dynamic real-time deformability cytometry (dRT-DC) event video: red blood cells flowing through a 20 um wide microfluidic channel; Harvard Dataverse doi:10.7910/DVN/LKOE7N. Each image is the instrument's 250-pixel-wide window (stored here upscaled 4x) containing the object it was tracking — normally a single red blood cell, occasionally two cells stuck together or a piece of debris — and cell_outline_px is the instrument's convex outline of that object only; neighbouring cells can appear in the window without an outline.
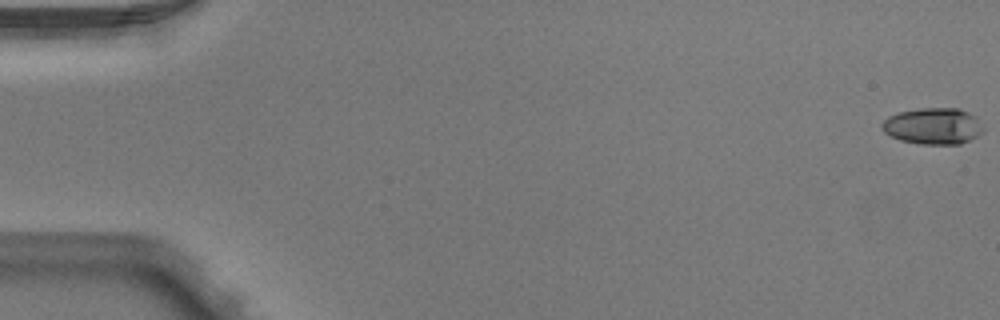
{"species": "Egyptian fruit bat (a non-hibernating species)", "species_latin": "Rousettus aegyptiacus", "temperature_condition": "warm", "stored_images_in_passage": 5, "camera_frame_rate_fps": 3000, "um_per_image_px": 0.085, "animal": {"sex": "male"}, "frame": {"image": 1, "passage_image": 1, "time_ms": 0.0, "image_size_px": [1000, 320], "cell_outline_px": [[984, 132], [960, 144], [920, 144], [900, 140], [884, 132], [880, 124], [888, 116], [896, 112], [920, 108], [960, 108], [976, 116], [984, 128]], "centroid_in_image_um": [79.31, 10.7], "position_along_channel_um": 5.7, "area_um2": 21.68}}
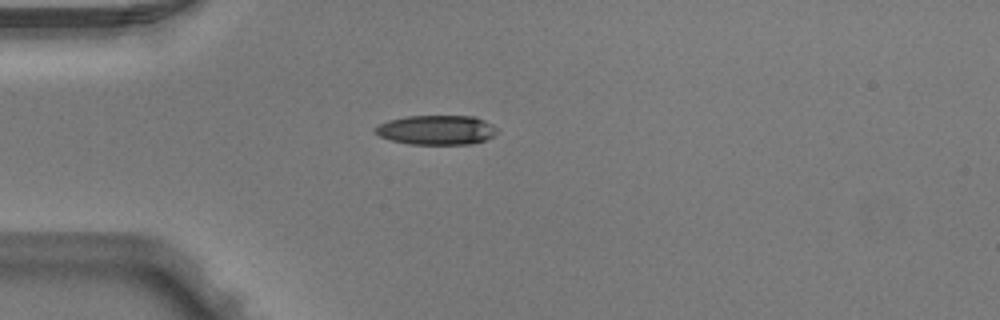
{"frame": {"image": 2, "passage_image": 5, "time_ms": 1.333, "image_size_px": [1000, 320], "cell_outline_px": [[496, 132], [492, 136], [484, 140], [472, 144], [408, 144], [392, 140], [380, 136], [376, 132], [376, 128], [380, 124], [388, 120], [408, 116], [476, 116], [492, 124], [496, 128]], "centroid_in_image_um": [37.13, 11.04], "position_along_channel_um": 47.9, "area_um2": 20.75}}